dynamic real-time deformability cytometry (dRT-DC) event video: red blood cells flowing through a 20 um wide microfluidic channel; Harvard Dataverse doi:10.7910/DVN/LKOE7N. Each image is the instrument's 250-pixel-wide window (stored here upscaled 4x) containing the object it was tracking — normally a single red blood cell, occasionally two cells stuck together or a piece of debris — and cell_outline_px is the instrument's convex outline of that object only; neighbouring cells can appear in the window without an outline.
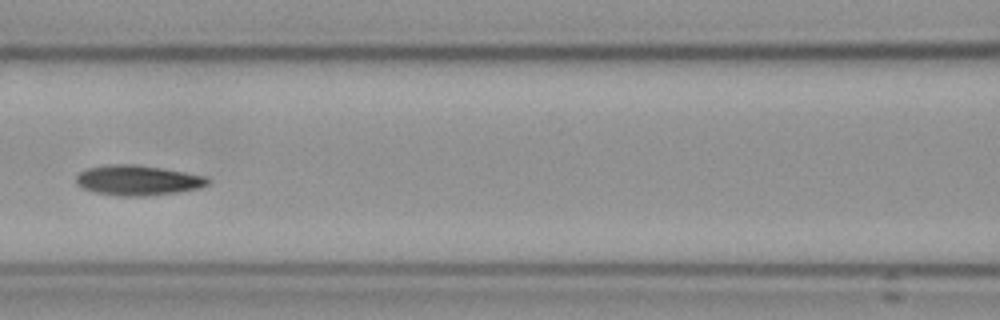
{"species": "Egyptian fruit bat (a non-hibernating species)", "species_latin": "Rousettus aegyptiacus", "temperature_condition": "cold", "stored_images_in_passage": 9, "camera_frame_rate_fps": 3000, "um_per_image_px": 0.085, "frame": {"image": 1, "passage_image": 6, "time_ms": 5.667, "image_size_px": [1000, 320], "cell_outline_px": [[212, 180], [208, 184], [200, 188], [176, 192], [148, 196], [120, 196], [96, 192], [84, 188], [76, 184], [76, 176], [80, 172], [88, 168], [108, 164], [136, 164], [208, 176]], "centroid_in_image_um": [11.74, 15.32], "position_along_channel_um": 154.9, "area_um2": 23.12}}